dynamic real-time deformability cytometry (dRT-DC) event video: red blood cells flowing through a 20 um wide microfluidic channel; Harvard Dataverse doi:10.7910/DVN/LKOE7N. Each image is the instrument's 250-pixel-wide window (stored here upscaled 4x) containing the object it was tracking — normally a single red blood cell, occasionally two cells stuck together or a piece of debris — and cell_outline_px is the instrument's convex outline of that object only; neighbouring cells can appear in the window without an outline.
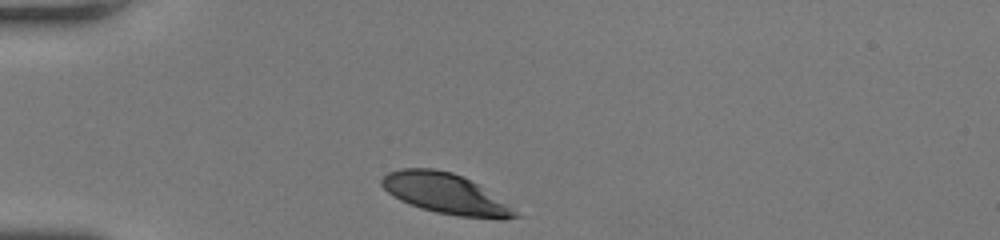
{"species": "human", "species_latin": "Homo sapiens", "temperature_condition": "room temperature", "stored_images_in_passage": 30, "camera_frame_rate_fps": 3000, "um_per_image_px": 0.085, "donor": {"sex": "female"}, "frame": {"image": 1, "passage_image": 1, "time_ms": 0.0, "image_size_px": [1000, 240], "cell_outline_px": [[520, 216], [504, 220], [500, 220], [460, 216], [436, 212], [420, 208], [400, 200], [388, 192], [380, 184], [380, 180], [388, 172], [400, 168], [432, 168], [452, 172], [476, 184], [516, 212]], "centroid_in_image_um": [37.79, 16.46], "position_along_channel_um": 47.2, "area_um2": 30.69}}
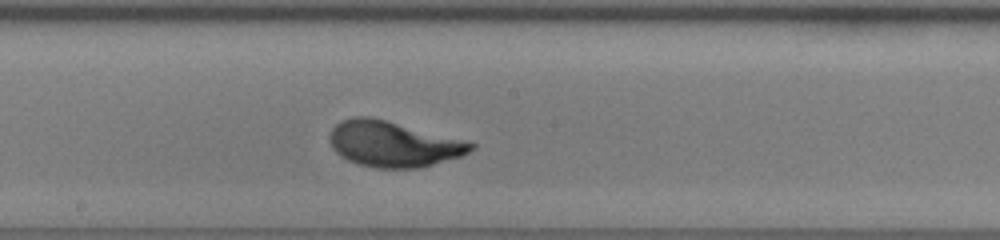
{"frame": {"image": 2, "passage_image": 16, "time_ms": 5.0, "image_size_px": [1000, 240], "cell_outline_px": [[476, 148], [460, 156], [420, 168], [376, 168], [360, 164], [348, 160], [340, 156], [332, 148], [328, 140], [328, 136], [332, 128], [340, 120], [352, 116], [368, 116], [384, 120], [476, 144]], "centroid_in_image_um": [33.34, 12.25], "position_along_channel_um": 214.9, "area_um2": 37.11}}
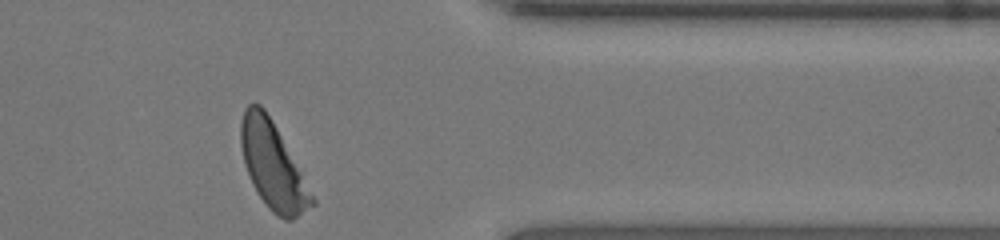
{"frame": {"image": 3, "passage_image": 30, "time_ms": 9.667, "image_size_px": [1000, 240], "cell_outline_px": [[316, 204], [292, 220], [284, 220], [276, 216], [268, 208], [252, 184], [244, 164], [240, 144], [240, 124], [244, 108], [248, 104], [260, 104], [264, 108], [272, 120], [316, 200]], "centroid_in_image_um": [23.17, 14.09], "position_along_channel_um": 388.2, "area_um2": 35.55}, "authors_computed_cell_mechanics": {"area_um2": 36.3273, "velocity_mm_per_s": 3.9625, "shape_relaxation_time_tau1_ms": 2.6382, "shape_relaxation_time_tau2_ms": null, "deformation_change_tau1": 0.1664, "deformation_change_tau2": null}}